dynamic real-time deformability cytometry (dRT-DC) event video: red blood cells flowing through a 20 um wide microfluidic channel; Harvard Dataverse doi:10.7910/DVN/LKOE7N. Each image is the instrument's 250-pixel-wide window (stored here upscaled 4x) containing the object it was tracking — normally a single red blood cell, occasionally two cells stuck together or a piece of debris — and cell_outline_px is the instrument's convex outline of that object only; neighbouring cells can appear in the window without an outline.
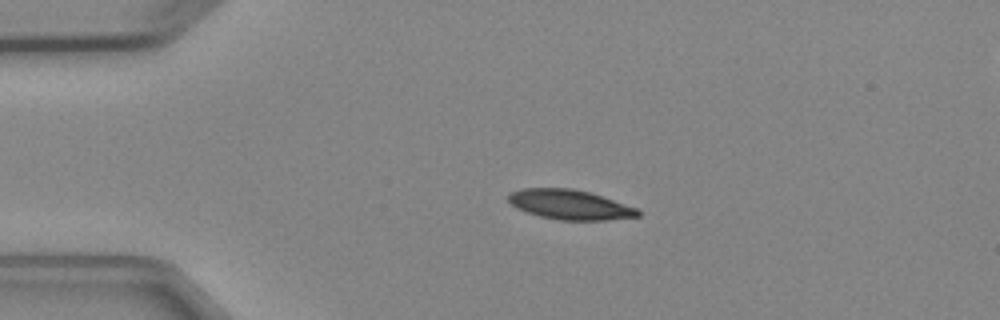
{"species": "Egyptian fruit bat (a non-hibernating species)", "species_latin": "Rousettus aegyptiacus", "temperature_condition": "cold", "stored_images_in_passage": 5, "camera_frame_rate_fps": 3000, "um_per_image_px": 0.085, "animal": {"sex": "female"}, "frame": {"image": 1, "passage_image": 3, "time_ms": 2.667, "image_size_px": [1000, 320], "cell_outline_px": [[640, 216], [608, 220], [560, 220], [540, 216], [516, 208], [508, 200], [508, 192], [520, 188], [572, 188], [588, 192], [640, 208]], "centroid_in_image_um": [48.45, 17.39], "position_along_channel_um": 36.6, "area_um2": 22.54}}